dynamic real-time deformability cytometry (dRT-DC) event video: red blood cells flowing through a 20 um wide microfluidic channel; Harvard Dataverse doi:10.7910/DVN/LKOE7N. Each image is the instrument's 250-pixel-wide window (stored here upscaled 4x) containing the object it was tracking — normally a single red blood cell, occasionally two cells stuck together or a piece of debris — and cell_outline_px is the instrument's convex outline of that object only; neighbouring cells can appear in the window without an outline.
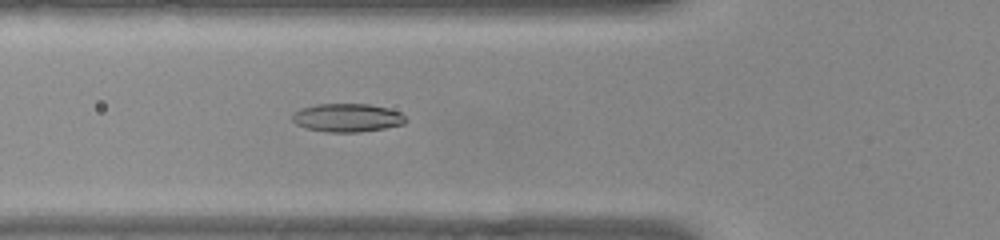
{"species": "common noctule bat (a hibernating species)", "species_latin": "Nyctalus noctula", "temperature_condition": "warm", "stored_images_in_passage": 37, "camera_frame_rate_fps": 3000, "um_per_image_px": 0.085, "animal": {"sex": "female", "body_mass_g": 22.0, "forearm_length_mm": 56.7}, "frame": {"image": 1, "passage_image": 4, "time_ms": 1.0, "image_size_px": [1000, 240], "cell_outline_px": [[408, 120], [404, 124], [384, 128], [360, 132], [328, 132], [304, 128], [296, 124], [292, 120], [292, 116], [300, 108], [316, 104], [368, 104], [388, 108], [400, 112]], "centroid_in_image_um": [29.52, 10.01], "position_along_channel_um": 96.3, "area_um2": 18.79}}
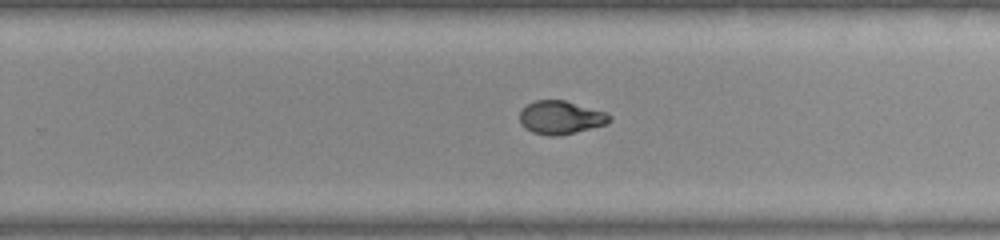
{"frame": {"image": 2, "passage_image": 18, "time_ms": 5.667, "image_size_px": [1000, 240], "cell_outline_px": [[612, 120], [608, 124], [560, 136], [548, 136], [532, 132], [524, 128], [520, 124], [520, 112], [528, 104], [536, 100], [564, 100], [604, 112], [612, 116]], "centroid_in_image_um": [47.66, 10.01], "position_along_channel_um": 282.1, "area_um2": 17.46}}
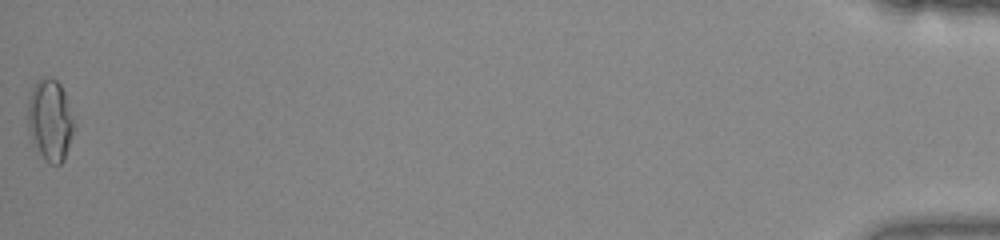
{"frame": {"image": 3, "passage_image": 37, "time_ms": 12.0, "image_size_px": [1000, 240], "cell_outline_px": [[76, 128], [64, 160], [60, 164], [52, 164], [44, 160], [28, 132], [28, 96], [36, 80], [56, 80], [60, 84], [64, 92]], "centroid_in_image_um": [4.27, 10.25], "position_along_channel_um": 430.9, "area_um2": 21.79}, "authors_computed_cell_mechanics": {"area_um2": 17.918, "velocity_mm_per_s": 3.9904, "shape_relaxation_time_tau1_ms": null, "shape_relaxation_time_tau2_ms": 1.8304, "deformation_change_tau1": null, "deformation_change_tau2": 0.0566}}